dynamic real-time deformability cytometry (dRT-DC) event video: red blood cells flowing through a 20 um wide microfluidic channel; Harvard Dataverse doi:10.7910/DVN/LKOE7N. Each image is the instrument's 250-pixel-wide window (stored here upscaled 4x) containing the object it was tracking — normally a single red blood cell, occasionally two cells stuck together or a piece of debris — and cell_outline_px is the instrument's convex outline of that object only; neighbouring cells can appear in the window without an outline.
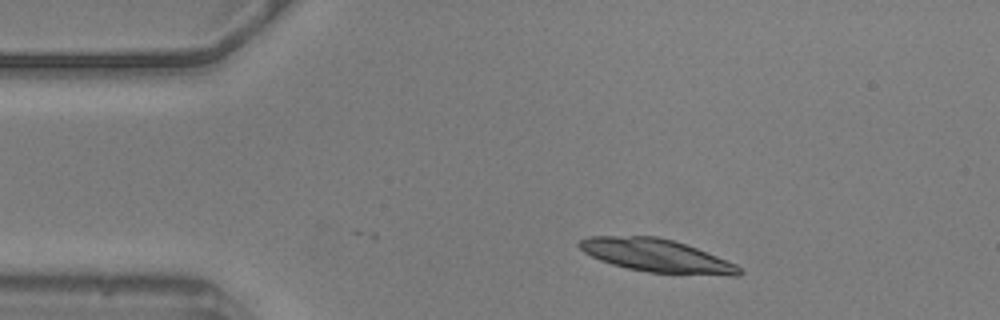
{"species": "common noctule bat (a hibernating species)", "species_latin": "Nyctalus noctula", "temperature_condition": "warm", "stored_images_in_passage": 36, "camera_frame_rate_fps": 3000, "um_per_image_px": 0.085, "animal": {"sex": "male", "body_mass_g": 20.5, "forearm_length_mm": 52.5}, "frame": {"image": 1, "passage_image": 1, "time_ms": 0.0, "image_size_px": [1000, 320], "cell_outline_px": [[744, 272], [740, 276], [732, 276], [648, 272], [628, 268], [612, 264], [600, 260], [584, 252], [576, 244], [580, 240], [588, 236], [656, 236], [672, 240], [696, 248], [736, 264]], "centroid_in_image_um": [55.81, 21.73], "position_along_channel_um": 29.2, "area_um2": 30.58}}